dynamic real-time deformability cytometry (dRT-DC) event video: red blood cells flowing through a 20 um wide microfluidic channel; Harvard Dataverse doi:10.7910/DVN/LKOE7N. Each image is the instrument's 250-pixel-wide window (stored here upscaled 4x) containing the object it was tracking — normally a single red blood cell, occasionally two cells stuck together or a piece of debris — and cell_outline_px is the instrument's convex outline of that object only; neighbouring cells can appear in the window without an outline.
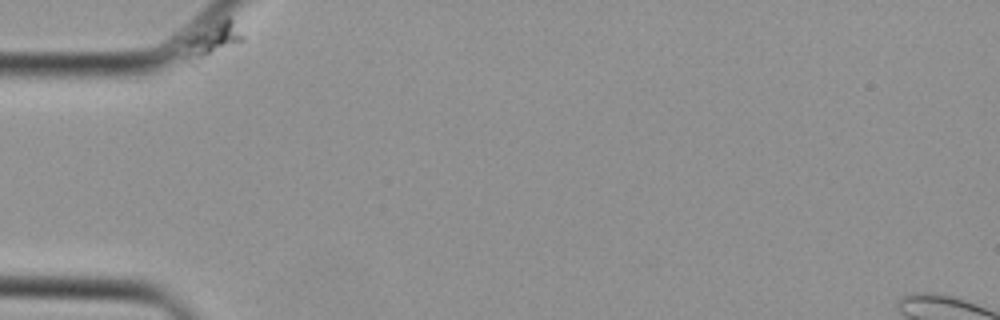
{"species": "Egyptian fruit bat (a non-hibernating species)", "species_latin": "Rousettus aegyptiacus", "temperature_condition": "cold", "stored_images_in_passage": 19, "segment_of_instrument_passage": [1, 2], "camera_frame_rate_fps": 3000, "um_per_image_px": 0.085, "animal": {"sex": "female"}, "frame": {"image": 1, "passage_image": 1, "time_ms": 0.0, "image_size_px": [1000, 320], "cell_outline_px": [[244, 40], [208, 72], [200, 72], [192, 68], [180, 56], [188, 40], [224, 16], [228, 16], [232, 20], [244, 36]], "centroid_in_image_um": [18.04, 3.81], "position_along_channel_um": 67.0, "area_um2": 14.68}}
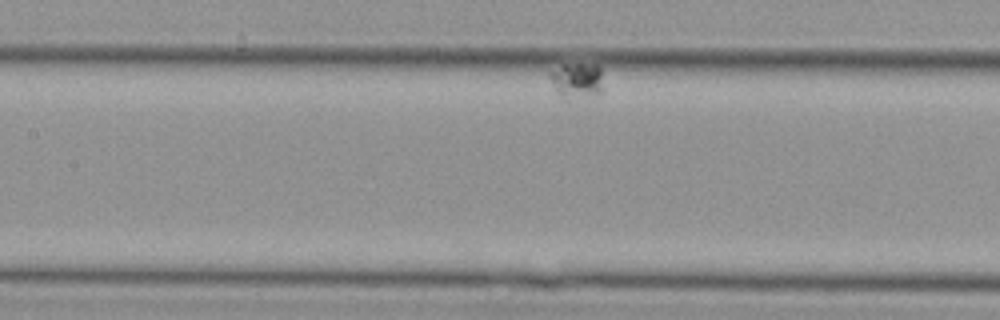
{"frame": {"image": 2, "passage_image": 16, "time_ms": 5.0, "image_size_px": [1000, 320], "cell_outline_px": [[604, 92], [568, 100], [564, 100], [556, 92], [548, 76], [548, 72], [560, 64], [596, 64], [600, 68]], "centroid_in_image_um": [49.0, 6.84], "position_along_channel_um": 158.4, "area_um2": 11.5}}